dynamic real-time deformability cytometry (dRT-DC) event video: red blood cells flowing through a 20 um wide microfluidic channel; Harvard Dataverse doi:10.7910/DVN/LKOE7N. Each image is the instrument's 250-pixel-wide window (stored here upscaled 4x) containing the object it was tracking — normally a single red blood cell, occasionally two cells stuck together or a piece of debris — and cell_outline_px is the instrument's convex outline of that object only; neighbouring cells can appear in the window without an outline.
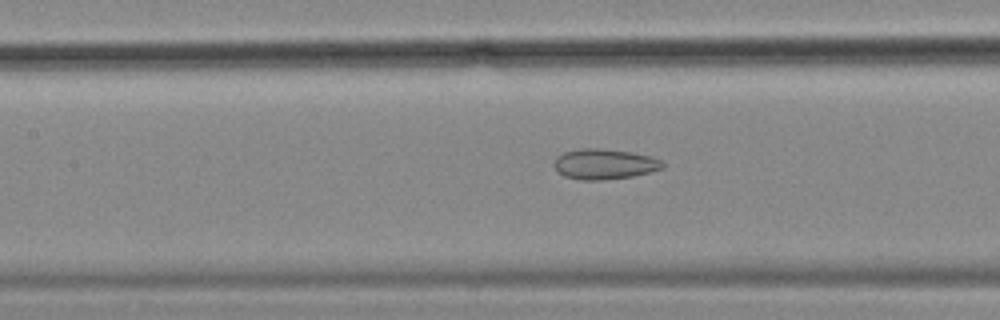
{"species": "common noctule bat (a hibernating species)", "species_latin": "Nyctalus noctula", "temperature_condition": "cold", "stored_images_in_passage": 56, "camera_frame_rate_fps": 3000, "um_per_image_px": 0.085, "animal": {"sex": "female", "body_mass_g": 18.4}, "frame": {"image": 1, "passage_image": 25, "time_ms": 8.0, "image_size_px": [1000, 320], "cell_outline_px": [[664, 168], [632, 176], [604, 180], [580, 180], [564, 176], [556, 172], [552, 164], [556, 156], [564, 152], [580, 148], [600, 148], [632, 152], [652, 156], [660, 160], [664, 164]], "centroid_in_image_um": [51.32, 13.94], "position_along_channel_um": 156.1, "area_um2": 19.48}}
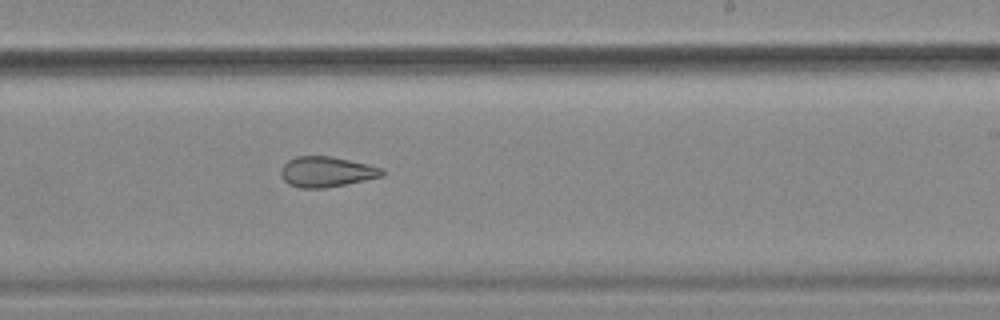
{"frame": {"image": 2, "passage_image": 34, "time_ms": 11.0, "image_size_px": [1000, 320], "cell_outline_px": [[384, 176], [324, 188], [300, 188], [288, 184], [280, 176], [280, 168], [288, 160], [296, 156], [332, 156], [368, 164], [384, 168]], "centroid_in_image_um": [27.73, 14.59], "position_along_channel_um": 261.3, "area_um2": 18.03}}
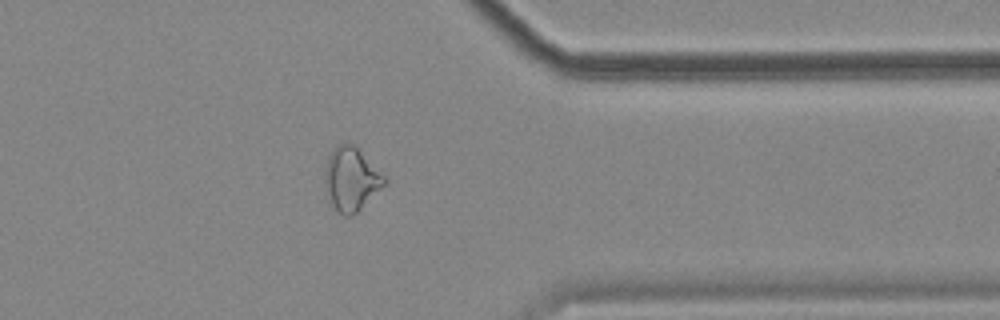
{"frame": {"image": 3, "passage_image": 45, "time_ms": 14.667, "image_size_px": [1000, 320], "cell_outline_px": [[388, 180], [356, 212], [348, 216], [344, 216], [328, 204], [324, 180], [324, 168], [328, 156], [340, 144], [348, 140], [356, 144], [388, 176]], "centroid_in_image_um": [29.85, 15.16], "position_along_channel_um": 381.5, "area_um2": 22.66}, "authors_computed_cell_mechanics": {"area_um2": 22.8599, "velocity_mm_per_s": 3.5249, "shape_relaxation_time_tau1_ms": null, "shape_relaxation_time_tau2_ms": 3.408, "deformation_change_tau1": null, "deformation_change_tau2": 0.1145}}